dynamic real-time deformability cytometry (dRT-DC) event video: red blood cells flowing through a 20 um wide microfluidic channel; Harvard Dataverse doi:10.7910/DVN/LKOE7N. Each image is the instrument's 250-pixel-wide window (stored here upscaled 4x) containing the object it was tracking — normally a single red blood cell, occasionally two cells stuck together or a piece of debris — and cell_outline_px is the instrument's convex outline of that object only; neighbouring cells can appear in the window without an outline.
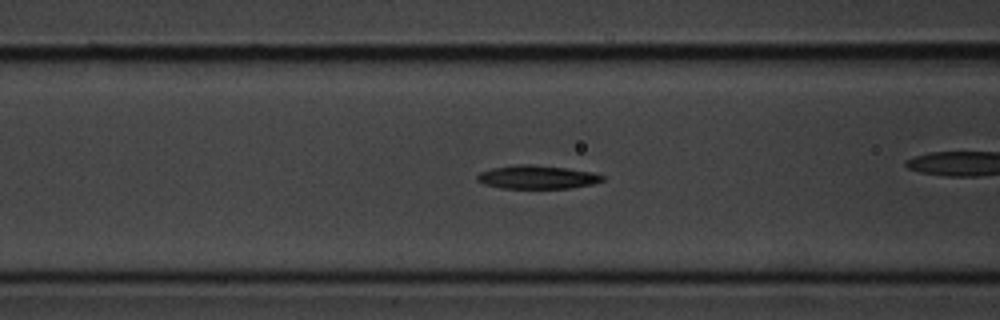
{"species": "common noctule bat (a hibernating species)", "species_latin": "Nyctalus noctula", "temperature_condition": "cold", "stored_images_in_passage": 48, "camera_frame_rate_fps": 3000, "um_per_image_px": 0.085, "animal": {"sex": "male", "body_mass_g": 20.1, "forearm_length_mm": 53.5}, "frame": {"image": 1, "passage_image": 13, "time_ms": 4.0, "image_size_px": [1000, 320], "cell_outline_px": [[604, 180], [592, 184], [568, 188], [500, 188], [484, 184], [476, 180], [476, 176], [480, 172], [492, 168], [520, 164], [532, 164], [568, 168], [592, 172], [604, 176]], "centroid_in_image_um": [45.64, 15.05], "position_along_channel_um": 121.0, "area_um2": 17.11}}
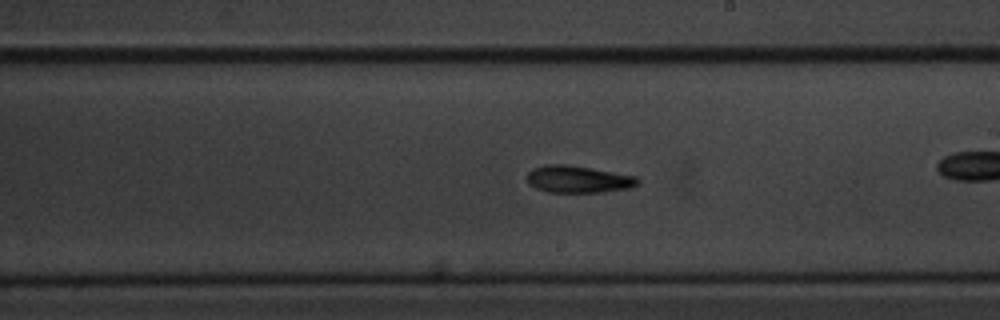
{"frame": {"image": 2, "passage_image": 23, "time_ms": 7.333, "image_size_px": [1000, 320], "cell_outline_px": [[640, 180], [632, 188], [604, 192], [548, 192], [536, 188], [528, 184], [524, 176], [532, 168], [544, 164], [564, 164], [636, 176]], "centroid_in_image_um": [49.08, 15.24], "position_along_channel_um": 239.9, "area_um2": 17.57}}
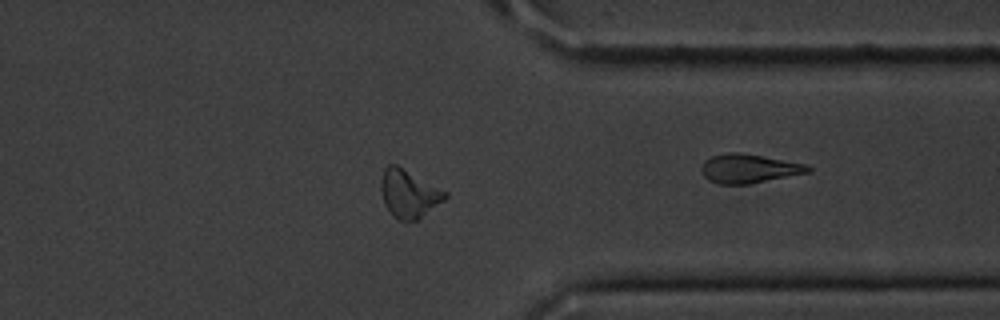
{"frame": {"image": 3, "passage_image": 35, "time_ms": 11.333, "image_size_px": [1000, 320], "cell_outline_px": [[448, 196], [444, 200], [416, 220], [400, 220], [392, 216], [384, 204], [380, 188], [380, 180], [384, 168], [388, 164], [396, 164], [448, 192]], "centroid_in_image_um": [34.72, 16.44], "position_along_channel_um": 376.7, "area_um2": 17.86}, "authors_computed_cell_mechanics": {"area_um2": 17.1955, "velocity_mm_per_s": 3.5675, "shape_relaxation_time_tau1_ms": 2.464, "shape_relaxation_time_tau2_ms": 7.0444, "deformation_change_tau1": 0.1359, "deformation_change_tau2": 0.1728}}